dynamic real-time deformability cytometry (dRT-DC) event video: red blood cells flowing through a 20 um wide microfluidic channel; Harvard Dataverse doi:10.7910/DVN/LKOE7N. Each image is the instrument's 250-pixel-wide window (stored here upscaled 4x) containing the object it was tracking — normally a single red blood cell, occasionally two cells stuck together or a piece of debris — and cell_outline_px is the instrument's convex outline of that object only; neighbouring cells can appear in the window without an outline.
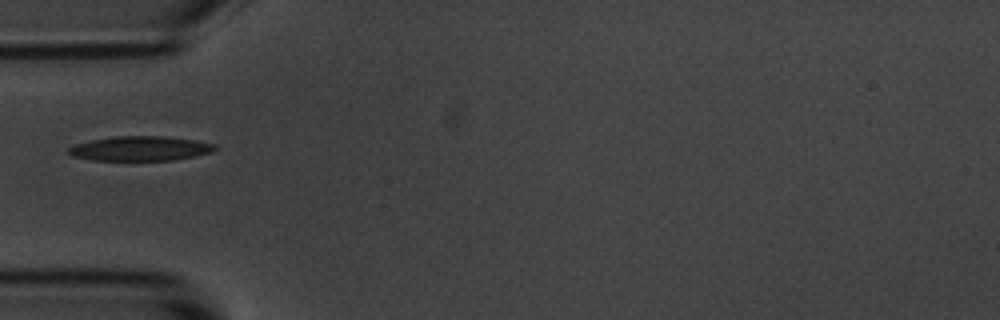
{"species": "common noctule bat (a hibernating species)", "species_latin": "Nyctalus noctula", "temperature_condition": "room temperature", "stored_images_in_passage": 5, "camera_frame_rate_fps": 3000, "um_per_image_px": 0.085, "animal": {"sex": "male", "body_mass_g": 20.1, "forearm_length_mm": 53.5}, "frame": {"image": 1, "passage_image": 4, "time_ms": 3.333, "image_size_px": [1000, 320], "cell_outline_px": [[220, 148], [212, 152], [196, 156], [176, 160], [92, 160], [72, 156], [68, 152], [68, 148], [76, 144], [92, 140], [116, 136], [164, 136], [196, 140], [216, 144]], "centroid_in_image_um": [11.99, 12.62], "position_along_channel_um": 73.0, "area_um2": 21.1}}